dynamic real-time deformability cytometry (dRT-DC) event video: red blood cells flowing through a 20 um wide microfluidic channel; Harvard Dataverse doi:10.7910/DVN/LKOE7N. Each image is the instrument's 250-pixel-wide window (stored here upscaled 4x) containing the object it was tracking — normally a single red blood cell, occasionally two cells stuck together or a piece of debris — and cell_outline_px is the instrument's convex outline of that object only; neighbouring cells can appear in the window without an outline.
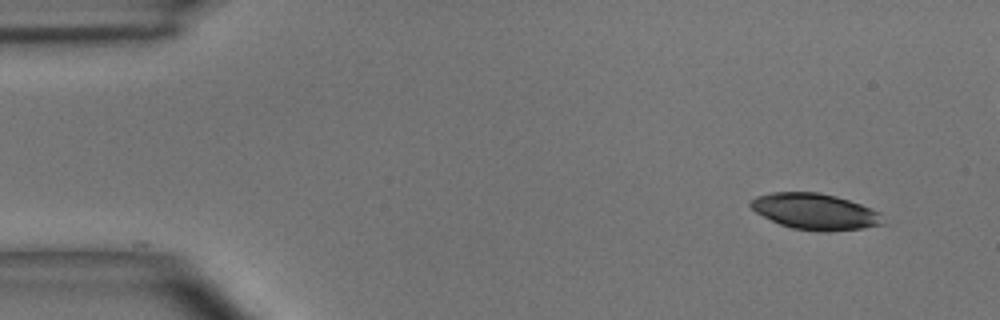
{"species": "common noctule bat (a hibernating species)", "species_latin": "Nyctalus noctula", "temperature_condition": "room temperature", "stored_images_in_passage": 44, "camera_frame_rate_fps": 3000, "um_per_image_px": 0.085, "animal": {"sex": "male", "body_mass_g": 15.6}, "frame": {"image": 1, "passage_image": 1, "time_ms": 0.0, "image_size_px": [1000, 320], "cell_outline_px": [[884, 224], [864, 228], [828, 232], [824, 232], [792, 228], [780, 224], [756, 212], [748, 204], [756, 196], [772, 192], [816, 192], [836, 196], [860, 204], [880, 212]], "centroid_in_image_um": [69.29, 17.98], "position_along_channel_um": 15.7, "area_um2": 27.69}}
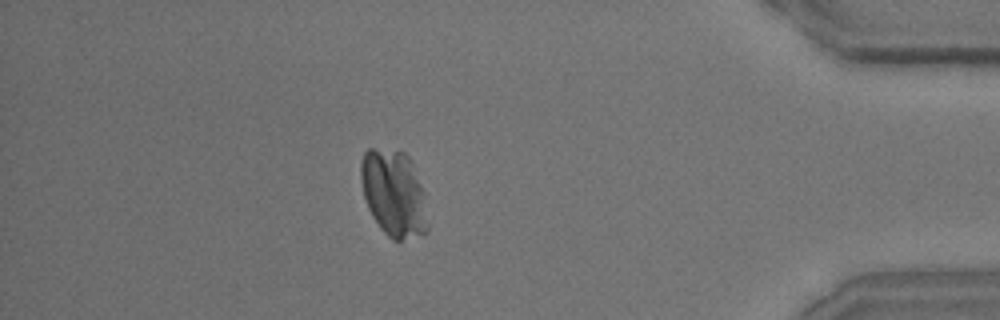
{"frame": {"image": 2, "passage_image": 41, "time_ms": 13.333, "image_size_px": [1000, 320], "cell_outline_px": [[428, 232], [400, 240], [392, 240], [380, 228], [372, 216], [368, 208], [364, 196], [360, 180], [360, 160], [364, 152], [368, 148], [372, 148], [404, 152], [408, 156], [412, 164], [424, 192], [428, 224]], "centroid_in_image_um": [33.45, 16.44], "position_along_channel_um": 401.8, "area_um2": 33.81}}